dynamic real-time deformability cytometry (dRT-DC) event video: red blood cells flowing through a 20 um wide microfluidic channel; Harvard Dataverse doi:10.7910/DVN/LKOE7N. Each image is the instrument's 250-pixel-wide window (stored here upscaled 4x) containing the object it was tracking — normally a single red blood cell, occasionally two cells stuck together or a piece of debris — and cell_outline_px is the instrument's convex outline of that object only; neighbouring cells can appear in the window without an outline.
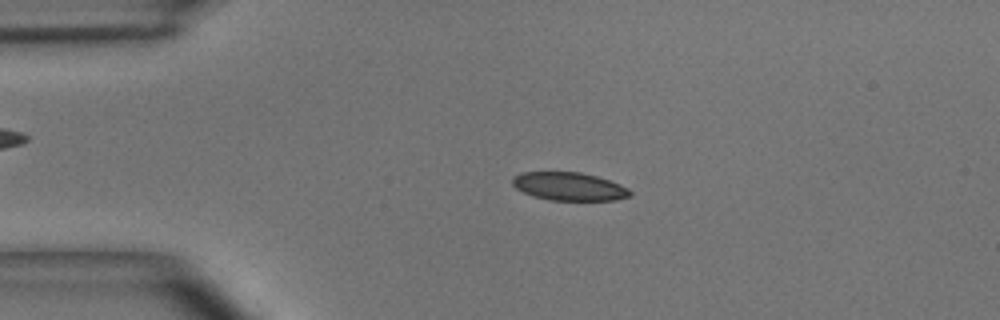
{"species": "common noctule bat (a hibernating species)", "species_latin": "Nyctalus noctula", "temperature_condition": "room temperature", "stored_images_in_passage": 48, "camera_frame_rate_fps": 3000, "um_per_image_px": 0.085, "animal": {"sex": "male", "body_mass_g": 15.6}, "frame": {"image": 1, "passage_image": 10, "time_ms": 3.0, "image_size_px": [1000, 320], "cell_outline_px": [[632, 196], [616, 200], [548, 200], [532, 196], [516, 188], [512, 184], [512, 176], [520, 172], [580, 172], [596, 176], [620, 184], [628, 188], [632, 192]], "centroid_in_image_um": [48.36, 15.85], "position_along_channel_um": 36.6, "area_um2": 19.42}}
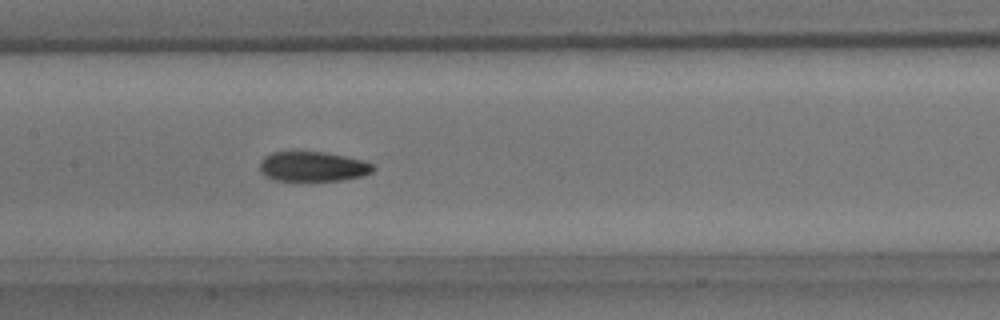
{"frame": {"image": 2, "passage_image": 23, "time_ms": 7.333, "image_size_px": [1000, 320], "cell_outline_px": [[376, 168], [372, 172], [360, 176], [340, 180], [276, 180], [264, 176], [260, 172], [260, 160], [264, 156], [272, 152], [324, 152], [364, 160], [372, 164]], "centroid_in_image_um": [26.57, 14.15], "position_along_channel_um": 180.8, "area_um2": 19.59}}
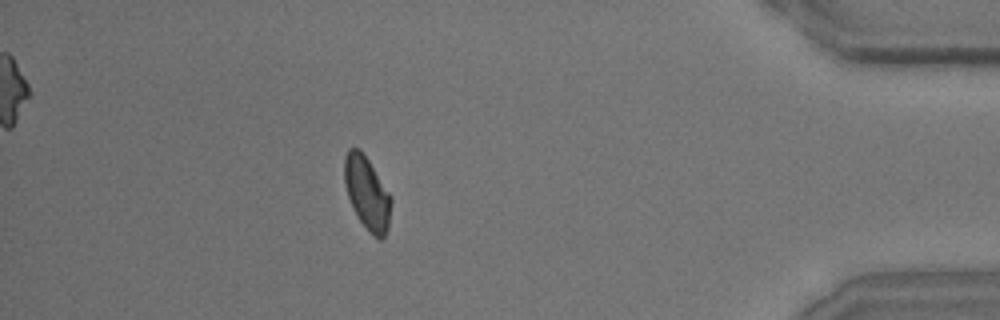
{"frame": {"image": 3, "passage_image": 43, "time_ms": 14.0, "image_size_px": [1000, 320], "cell_outline_px": [[392, 200], [388, 228], [384, 236], [380, 240], [372, 236], [368, 232], [360, 220], [348, 196], [344, 184], [344, 156], [348, 148], [360, 148], [368, 160], [388, 192]], "centroid_in_image_um": [31.19, 16.41], "position_along_channel_um": 404.0, "area_um2": 19.65}, "authors_computed_cell_mechanics": {"area_um2": 20.0277, "velocity_mm_per_s": 4.0401, "shape_relaxation_time_tau1_ms": 5.8269, "shape_relaxation_time_tau2_ms": 3.0718, "deformation_change_tau1": 0.1357, "deformation_change_tau2": 0.0679}}